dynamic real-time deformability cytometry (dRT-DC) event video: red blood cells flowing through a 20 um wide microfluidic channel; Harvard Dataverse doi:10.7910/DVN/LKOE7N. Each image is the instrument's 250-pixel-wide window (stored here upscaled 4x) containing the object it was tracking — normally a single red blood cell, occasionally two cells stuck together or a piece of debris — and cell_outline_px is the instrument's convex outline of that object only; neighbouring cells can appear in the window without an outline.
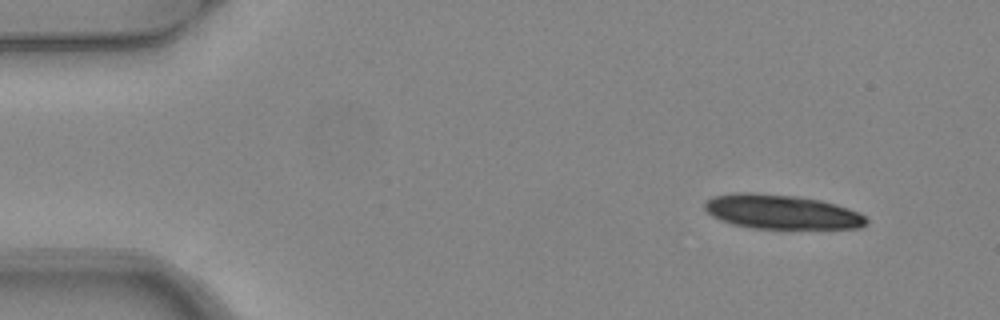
{"species": "common noctule bat (a hibernating species)", "species_latin": "Nyctalus noctula", "temperature_condition": "warm", "stored_images_in_passage": 4, "camera_frame_rate_fps": 3000, "um_per_image_px": 0.085, "animal": {"sex": "female", "body_mass_g": 24.6, "forearm_length_mm": 56.2}, "frame": {"image": 1, "passage_image": 1, "time_ms": 0.0, "image_size_px": [1000, 320], "cell_outline_px": [[868, 224], [860, 228], [752, 228], [732, 224], [720, 220], [712, 216], [704, 208], [704, 200], [712, 196], [732, 192], [756, 192], [796, 196], [820, 200], [836, 204], [860, 212], [868, 220]], "centroid_in_image_um": [66.4, 17.99], "position_along_channel_um": 18.6, "area_um2": 32.66}}